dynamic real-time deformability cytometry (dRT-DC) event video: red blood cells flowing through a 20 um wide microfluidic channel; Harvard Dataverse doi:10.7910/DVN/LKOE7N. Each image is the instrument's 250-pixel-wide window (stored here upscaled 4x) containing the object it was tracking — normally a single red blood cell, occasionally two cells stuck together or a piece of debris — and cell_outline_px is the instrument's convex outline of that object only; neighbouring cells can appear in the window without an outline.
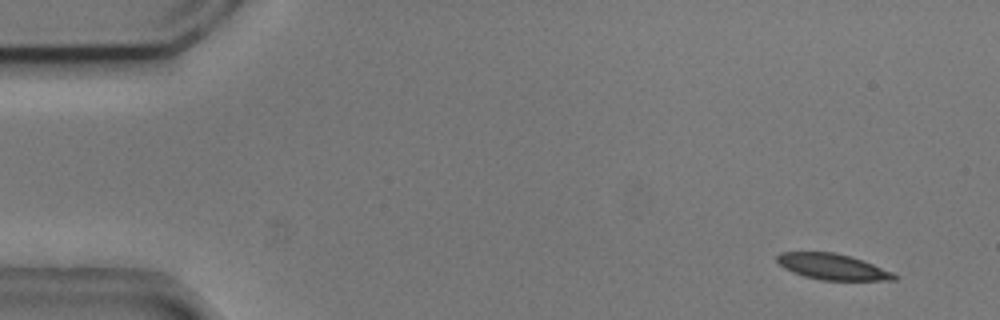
{"species": "common noctule bat (a hibernating species)", "species_latin": "Nyctalus noctula", "temperature_condition": "cold", "stored_images_in_passage": 5, "camera_frame_rate_fps": 3000, "um_per_image_px": 0.085, "animal": {"sex": "male", "body_mass_g": 20.5, "forearm_length_mm": 52.5}, "frame": {"image": 1, "passage_image": 2, "time_ms": 0.333, "image_size_px": [1000, 320], "cell_outline_px": [[900, 276], [896, 280], [820, 280], [804, 276], [792, 272], [784, 268], [776, 260], [776, 256], [780, 252], [836, 252], [872, 264], [892, 272]], "centroid_in_image_um": [70.74, 22.68], "position_along_channel_um": 14.3, "area_um2": 17.57}}
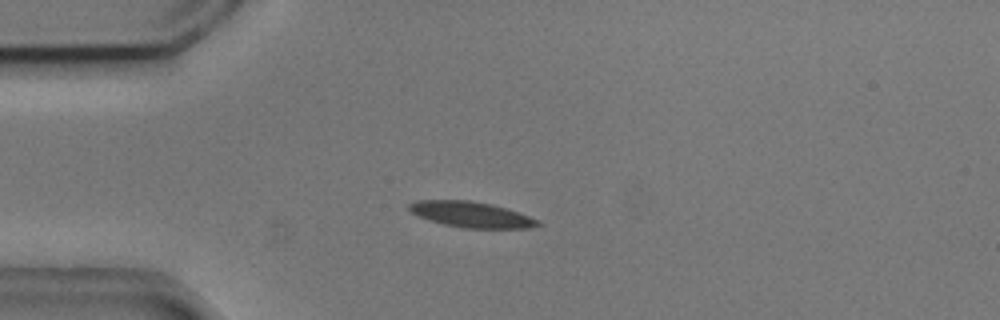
{"frame": {"image": 2, "passage_image": 5, "time_ms": 1.333, "image_size_px": [1000, 320], "cell_outline_px": [[544, 224], [528, 228], [464, 228], [444, 224], [428, 220], [412, 212], [408, 208], [408, 204], [416, 200], [468, 200], [492, 204], [540, 220]], "centroid_in_image_um": [40.05, 18.23], "position_along_channel_um": 44.9, "area_um2": 19.13}}